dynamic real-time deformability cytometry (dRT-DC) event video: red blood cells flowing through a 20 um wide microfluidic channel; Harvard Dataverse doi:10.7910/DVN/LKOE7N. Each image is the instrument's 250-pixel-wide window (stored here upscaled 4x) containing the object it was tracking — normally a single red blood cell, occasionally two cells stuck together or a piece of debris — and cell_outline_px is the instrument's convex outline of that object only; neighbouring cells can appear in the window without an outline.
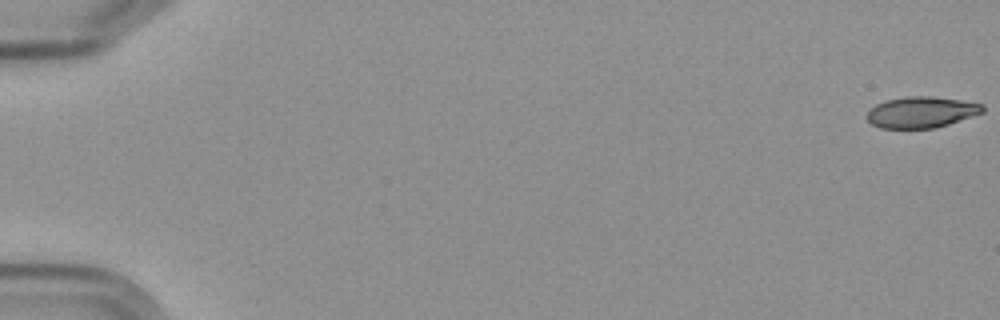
{"species": "Egyptian fruit bat (a non-hibernating species)", "species_latin": "Rousettus aegyptiacus", "temperature_condition": "cold", "stored_images_in_passage": 7, "segment_of_instrument_passage": [1, 2], "camera_frame_rate_fps": 3000, "um_per_image_px": 0.085, "frame": {"image": 1, "passage_image": 1, "time_ms": 0.0, "image_size_px": [1000, 320], "cell_outline_px": [[984, 112], [948, 124], [932, 128], [880, 128], [872, 124], [864, 116], [868, 108], [876, 104], [888, 100], [904, 96], [932, 96], [960, 100], [984, 104]], "centroid_in_image_um": [78.27, 9.53], "position_along_channel_um": 6.7, "area_um2": 21.1}}
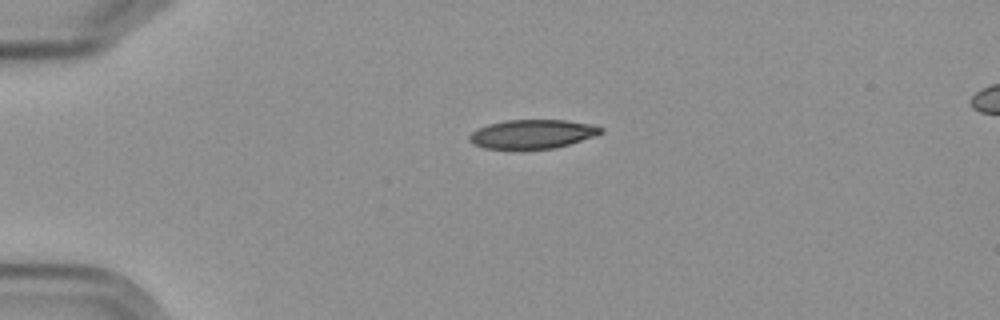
{"frame": {"image": 2, "passage_image": 5, "time_ms": 4.667, "image_size_px": [1000, 320], "cell_outline_px": [[604, 132], [556, 148], [484, 148], [472, 144], [468, 140], [468, 136], [472, 132], [488, 124], [504, 120], [564, 120], [592, 124], [604, 128]], "centroid_in_image_um": [45.23, 11.38], "position_along_channel_um": 39.8, "area_um2": 21.91}}